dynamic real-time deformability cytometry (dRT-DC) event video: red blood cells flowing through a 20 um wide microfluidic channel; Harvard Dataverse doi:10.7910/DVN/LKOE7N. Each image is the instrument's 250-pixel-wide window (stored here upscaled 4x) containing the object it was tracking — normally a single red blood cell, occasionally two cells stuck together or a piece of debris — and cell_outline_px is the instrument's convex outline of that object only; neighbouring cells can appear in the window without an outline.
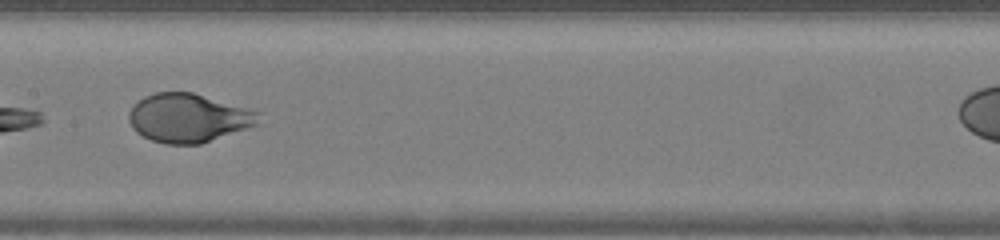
{"species": "human", "species_latin": "Homo sapiens", "temperature_condition": "warm", "stored_images_in_passage": 20, "camera_frame_rate_fps": 3000, "um_per_image_px": 0.085, "donor": {"sex": "female"}, "frame": {"image": 1, "passage_image": 17, "time_ms": 5.333, "image_size_px": [1000, 240], "cell_outline_px": [[260, 112], [256, 124], [200, 144], [164, 144], [152, 140], [136, 132], [132, 128], [128, 120], [128, 112], [144, 96], [156, 92], [192, 92], [248, 108]], "centroid_in_image_um": [15.96, 10.02], "position_along_channel_um": 191.4, "area_um2": 36.36}}